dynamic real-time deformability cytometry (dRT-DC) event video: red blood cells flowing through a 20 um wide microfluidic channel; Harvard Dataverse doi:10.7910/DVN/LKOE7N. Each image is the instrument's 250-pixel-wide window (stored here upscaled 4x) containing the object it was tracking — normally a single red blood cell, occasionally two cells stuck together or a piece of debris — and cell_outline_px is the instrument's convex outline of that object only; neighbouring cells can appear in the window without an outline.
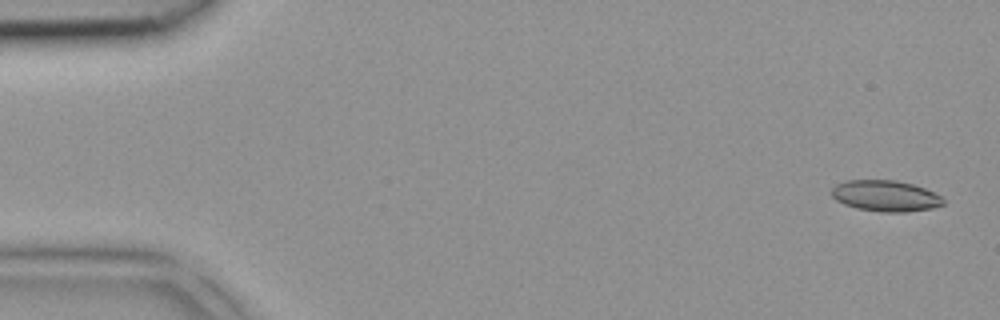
{"species": "common noctule bat (a hibernating species)", "species_latin": "Nyctalus noctula", "temperature_condition": "room temperature", "stored_images_in_passage": 3, "camera_frame_rate_fps": 3000, "um_per_image_px": 0.085, "animal": {"sex": "female", "body_mass_g": 18.4}, "frame": {"image": 1, "passage_image": 1, "time_ms": 0.0, "image_size_px": [1000, 320], "cell_outline_px": [[944, 204], [932, 208], [904, 212], [880, 212], [856, 208], [844, 204], [836, 200], [832, 196], [832, 188], [836, 184], [844, 180], [896, 180], [912, 184], [924, 188], [940, 196], [944, 200]], "centroid_in_image_um": [75.24, 16.65], "position_along_channel_um": 9.8, "area_um2": 20.17}}